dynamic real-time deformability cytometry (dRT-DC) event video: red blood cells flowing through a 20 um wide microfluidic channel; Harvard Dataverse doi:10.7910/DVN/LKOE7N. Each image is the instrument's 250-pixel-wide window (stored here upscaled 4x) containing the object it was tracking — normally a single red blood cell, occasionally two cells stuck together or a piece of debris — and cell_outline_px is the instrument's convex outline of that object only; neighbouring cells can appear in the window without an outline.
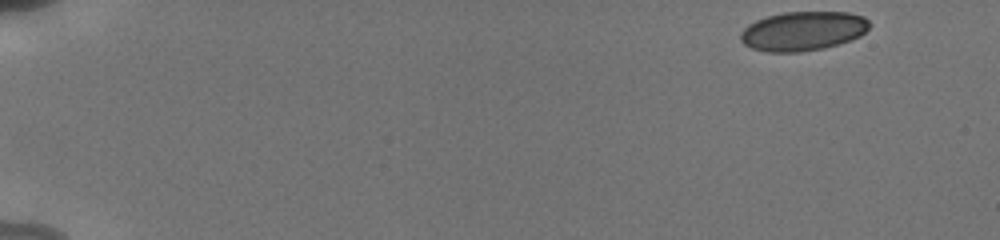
{"species": "human", "species_latin": "Homo sapiens", "temperature_condition": "cold", "stored_images_in_passage": 24, "camera_frame_rate_fps": 3000, "um_per_image_px": 0.085, "donor": {"sex": "male"}, "frame": {"image": 1, "passage_image": 1, "time_ms": 0.0, "image_size_px": [1000, 240], "cell_outline_px": [[868, 28], [860, 36], [824, 48], [800, 52], [768, 52], [752, 48], [744, 44], [740, 40], [740, 32], [748, 24], [756, 20], [768, 16], [784, 12], [848, 12], [864, 16], [868, 20]], "centroid_in_image_um": [68.22, 2.63], "position_along_channel_um": 16.8, "area_um2": 29.36}}
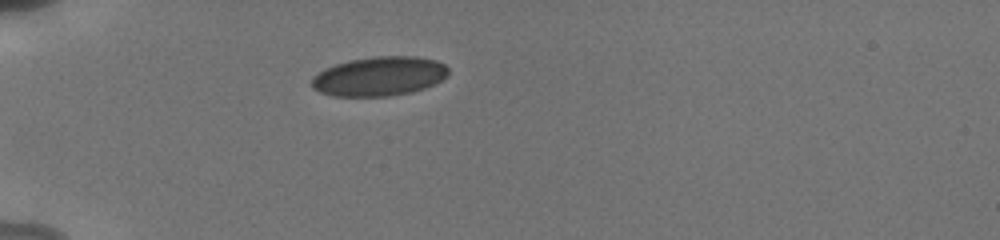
{"frame": {"image": 2, "passage_image": 20, "time_ms": 4.333, "image_size_px": [1000, 240], "cell_outline_px": [[448, 76], [424, 88], [412, 92], [388, 96], [332, 96], [320, 92], [312, 88], [312, 76], [324, 68], [336, 64], [352, 60], [372, 56], [416, 56], [436, 60], [444, 64], [448, 68]], "centroid_in_image_um": [32.22, 6.48], "position_along_channel_um": 52.8, "area_um2": 31.33}}